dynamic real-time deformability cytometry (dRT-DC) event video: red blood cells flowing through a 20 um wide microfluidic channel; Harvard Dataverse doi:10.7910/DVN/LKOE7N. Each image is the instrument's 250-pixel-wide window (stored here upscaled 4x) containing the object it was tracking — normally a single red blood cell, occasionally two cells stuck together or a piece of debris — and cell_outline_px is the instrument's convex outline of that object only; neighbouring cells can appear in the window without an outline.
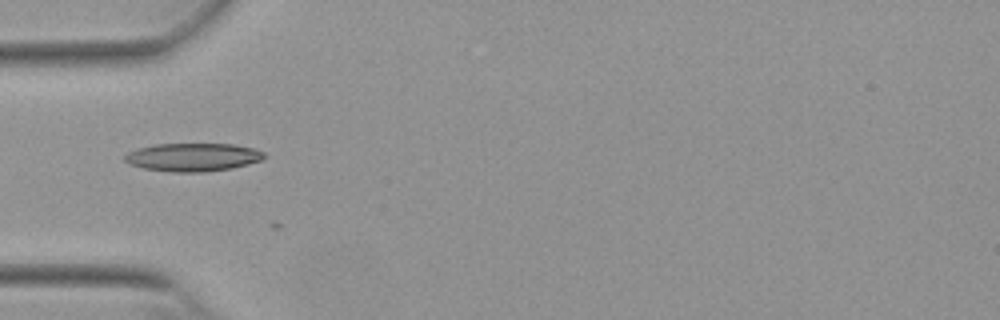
{"species": "Egyptian fruit bat (a non-hibernating species)", "species_latin": "Rousettus aegyptiacus", "temperature_condition": "warm", "stored_images_in_passage": 5, "camera_frame_rate_fps": 3000, "um_per_image_px": 0.085, "animal": {"sex": "female"}, "frame": {"image": 1, "passage_image": 2, "time_ms": 0.333, "image_size_px": [1000, 320], "cell_outline_px": [[268, 156], [264, 160], [232, 168], [200, 172], [172, 172], [144, 168], [128, 164], [124, 160], [124, 156], [128, 152], [140, 148], [156, 144], [236, 144], [252, 148], [264, 152]], "centroid_in_image_um": [16.43, 13.36], "position_along_channel_um": 68.6, "area_um2": 22.95}}